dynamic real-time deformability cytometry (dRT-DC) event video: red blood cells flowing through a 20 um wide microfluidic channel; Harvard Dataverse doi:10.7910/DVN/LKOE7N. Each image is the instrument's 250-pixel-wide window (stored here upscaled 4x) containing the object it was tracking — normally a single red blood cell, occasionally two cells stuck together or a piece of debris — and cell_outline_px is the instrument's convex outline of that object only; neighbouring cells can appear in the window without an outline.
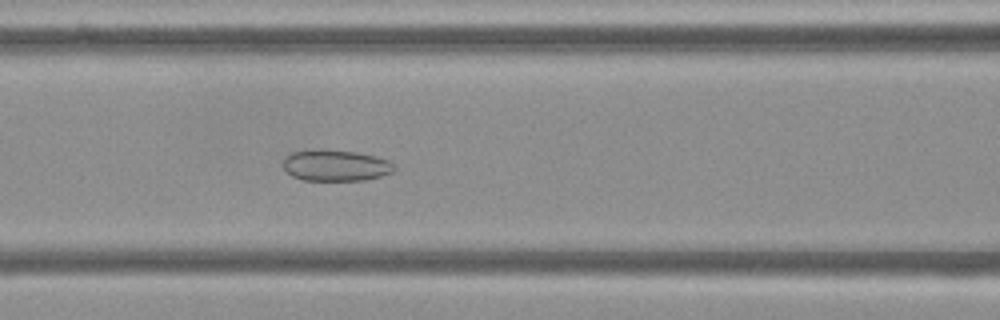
{"species": "Egyptian fruit bat (a non-hibernating species)", "species_latin": "Rousettus aegyptiacus", "temperature_condition": "cold", "stored_images_in_passage": 47, "camera_frame_rate_fps": 3000, "um_per_image_px": 0.085, "frame": {"image": 1, "passage_image": 20, "time_ms": 6.333, "image_size_px": [1000, 320], "cell_outline_px": [[396, 168], [392, 172], [380, 176], [364, 180], [304, 180], [292, 176], [284, 168], [284, 156], [292, 152], [320, 148], [356, 152], [376, 156], [388, 160]], "centroid_in_image_um": [28.51, 14.04], "position_along_channel_um": 138.1, "area_um2": 20.29}}
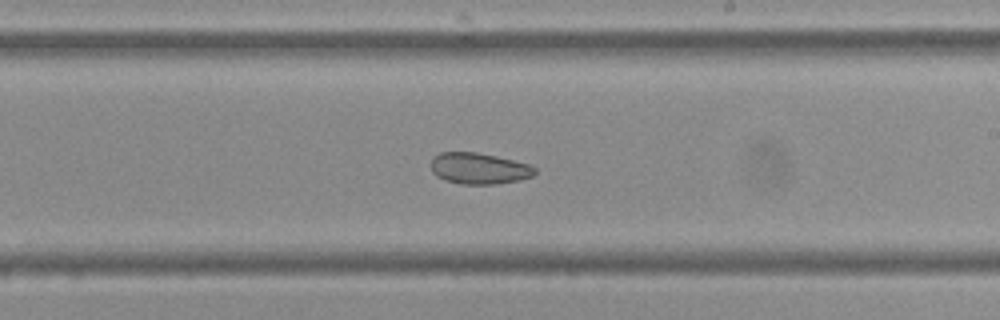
{"frame": {"image": 2, "passage_image": 29, "time_ms": 9.333, "image_size_px": [1000, 320], "cell_outline_px": [[536, 172], [532, 176], [520, 180], [496, 184], [464, 184], [444, 180], [436, 176], [432, 172], [432, 156], [440, 152], [476, 152], [496, 156], [528, 164], [536, 168]], "centroid_in_image_um": [40.7, 14.32], "position_along_channel_um": 248.3, "area_um2": 18.9}}
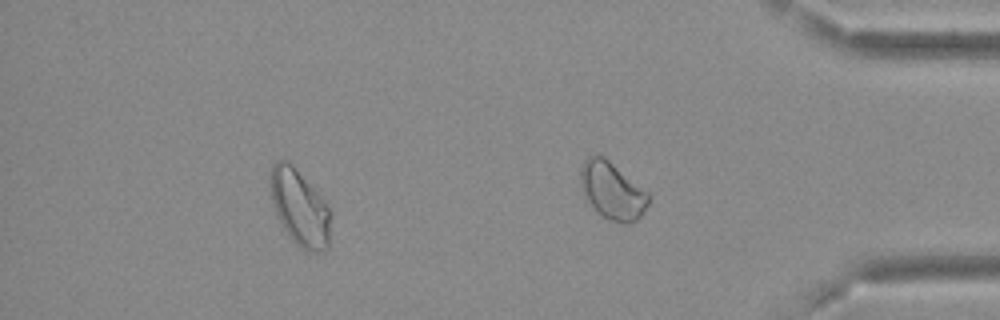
{"frame": {"image": 3, "passage_image": 41, "time_ms": 13.333, "image_size_px": [1000, 320], "cell_outline_px": [[332, 212], [328, 248], [324, 252], [304, 252], [288, 236], [276, 216], [272, 200], [272, 164], [276, 160], [288, 160], [292, 164], [324, 200]], "centroid_in_image_um": [25.52, 17.72], "position_along_channel_um": 409.7, "area_um2": 26.88}, "authors_computed_cell_mechanics": {"area_um2": 25.5476, "velocity_mm_per_s": 3.6794, "shape_relaxation_time_tau1_ms": null, "shape_relaxation_time_tau2_ms": 4.5207, "deformation_change_tau1": null, "deformation_change_tau2": 0.0953}}